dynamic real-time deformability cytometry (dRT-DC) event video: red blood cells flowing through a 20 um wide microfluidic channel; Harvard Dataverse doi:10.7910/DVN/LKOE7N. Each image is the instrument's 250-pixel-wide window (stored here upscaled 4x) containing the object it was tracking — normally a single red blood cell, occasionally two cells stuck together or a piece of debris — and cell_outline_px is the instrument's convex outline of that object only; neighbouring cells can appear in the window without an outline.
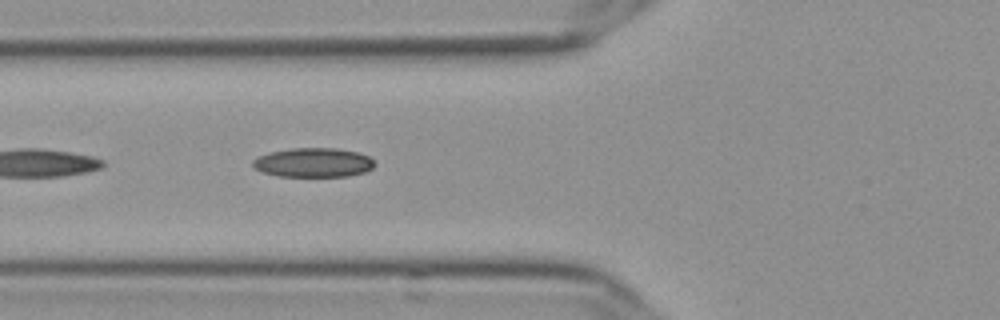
{"species": "Egyptian fruit bat (a non-hibernating species)", "species_latin": "Rousettus aegyptiacus", "temperature_condition": "cold", "stored_images_in_passage": 16, "camera_frame_rate_fps": 3000, "um_per_image_px": 0.085, "frame": {"image": 1, "passage_image": 5, "time_ms": 1.333, "image_size_px": [1000, 320], "cell_outline_px": [[372, 168], [364, 172], [348, 176], [280, 176], [264, 172], [256, 168], [252, 164], [252, 160], [268, 152], [292, 148], [336, 148], [360, 152], [368, 156], [372, 160]], "centroid_in_image_um": [26.63, 13.8], "position_along_channel_um": 99.2, "area_um2": 20.58}}